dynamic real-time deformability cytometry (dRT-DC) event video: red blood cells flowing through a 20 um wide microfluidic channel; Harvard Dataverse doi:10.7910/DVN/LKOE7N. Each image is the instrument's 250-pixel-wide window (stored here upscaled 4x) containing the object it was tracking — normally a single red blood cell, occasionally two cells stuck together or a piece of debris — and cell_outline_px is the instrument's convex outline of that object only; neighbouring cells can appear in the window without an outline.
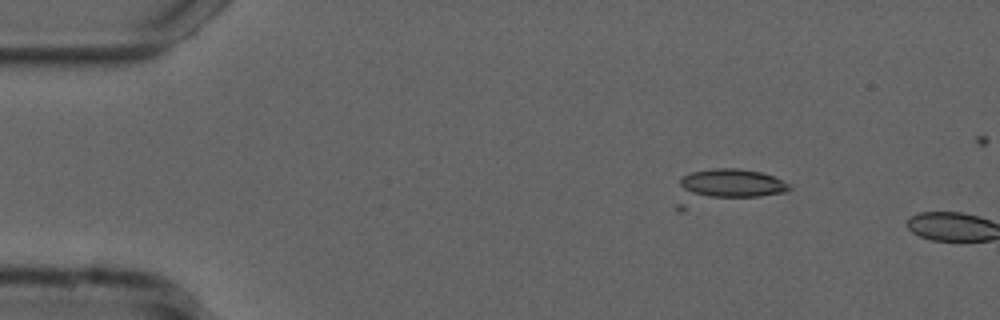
{"species": "common noctule bat (a hibernating species)", "species_latin": "Nyctalus noctula", "temperature_condition": "cold", "stored_images_in_passage": 2, "camera_frame_rate_fps": 3000, "um_per_image_px": 0.085, "animal": {"sex": "male", "forearm_length_mm": 52.5}, "frame": {"image": 1, "passage_image": 2, "time_ms": 0.333, "image_size_px": [1000, 320], "cell_outline_px": [[792, 188], [788, 192], [684, 212], [676, 212], [676, 204], [680, 176], [692, 172], [712, 168], [740, 168], [760, 172], [772, 176], [788, 184]], "centroid_in_image_um": [61.61, 15.96], "position_along_channel_um": 23.4, "area_um2": 24.57}}